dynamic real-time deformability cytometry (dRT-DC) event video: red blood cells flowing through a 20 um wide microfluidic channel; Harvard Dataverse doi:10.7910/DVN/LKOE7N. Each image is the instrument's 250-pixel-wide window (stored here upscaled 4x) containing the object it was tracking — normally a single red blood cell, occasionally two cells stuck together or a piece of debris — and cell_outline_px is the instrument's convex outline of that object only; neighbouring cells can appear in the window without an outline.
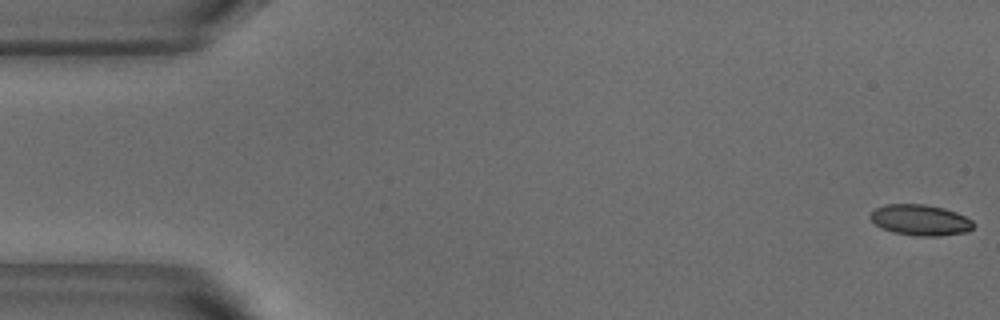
{"species": "common noctule bat (a hibernating species)", "species_latin": "Nyctalus noctula", "temperature_condition": "warm", "stored_images_in_passage": 53, "camera_frame_rate_fps": 3000, "um_per_image_px": 0.085, "animal": {"sex": "male", "body_mass_g": 18.8}, "frame": {"image": 1, "passage_image": 1, "time_ms": 0.0, "image_size_px": [1000, 320], "cell_outline_px": [[976, 224], [968, 232], [936, 236], [916, 236], [892, 232], [880, 228], [868, 216], [876, 208], [884, 204], [924, 204], [944, 208], [956, 212], [972, 220]], "centroid_in_image_um": [78.23, 18.7], "position_along_channel_um": 6.8, "area_um2": 18.67}}
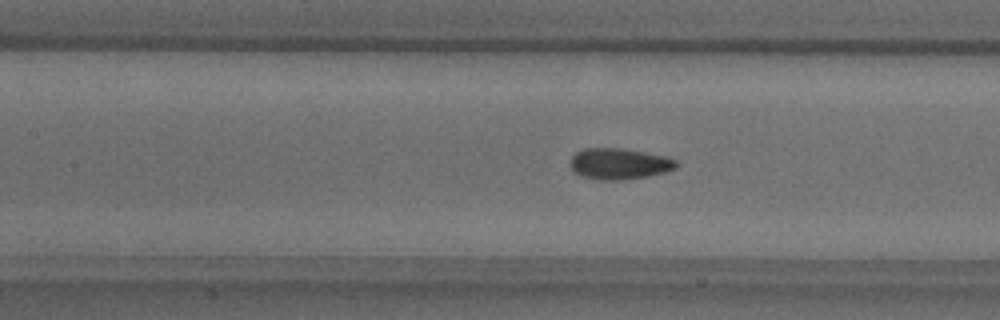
{"frame": {"image": 2, "passage_image": 23, "time_ms": 7.333, "image_size_px": [1000, 320], "cell_outline_px": [[680, 164], [676, 168], [668, 172], [648, 176], [620, 180], [600, 180], [580, 176], [572, 172], [568, 164], [572, 156], [576, 152], [584, 148], [620, 148], [644, 152], [664, 156], [676, 160]], "centroid_in_image_um": [52.6, 13.93], "position_along_channel_um": 154.8, "area_um2": 19.54}}
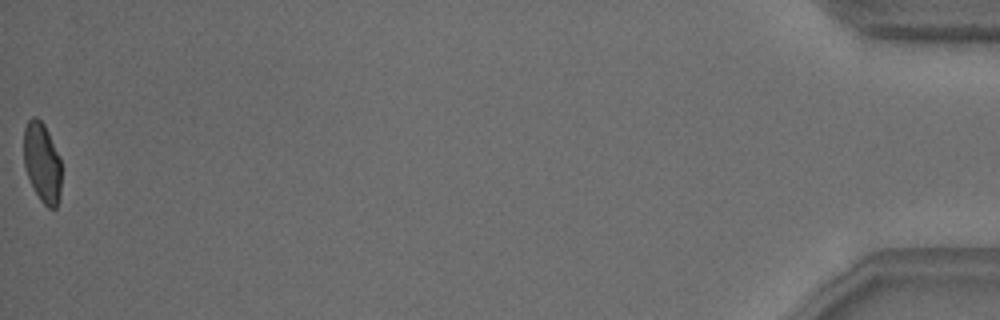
{"frame": {"image": 3, "passage_image": 53, "time_ms": 17.333, "image_size_px": [1000, 320], "cell_outline_px": [[60, 200], [56, 208], [48, 208], [40, 200], [28, 176], [24, 164], [24, 128], [28, 120], [32, 116], [36, 116], [44, 124], [48, 132], [60, 160]], "centroid_in_image_um": [3.58, 13.81], "position_along_channel_um": 431.6, "area_um2": 17.28}, "authors_computed_cell_mechanics": {"area_um2": 18.9584, "velocity_mm_per_s": 3.7976, "shape_relaxation_time_tau1_ms": 7.6627, "shape_relaxation_time_tau2_ms": 0.8641, "deformation_change_tau1": 0.1884, "deformation_change_tau2": 0.0464}}